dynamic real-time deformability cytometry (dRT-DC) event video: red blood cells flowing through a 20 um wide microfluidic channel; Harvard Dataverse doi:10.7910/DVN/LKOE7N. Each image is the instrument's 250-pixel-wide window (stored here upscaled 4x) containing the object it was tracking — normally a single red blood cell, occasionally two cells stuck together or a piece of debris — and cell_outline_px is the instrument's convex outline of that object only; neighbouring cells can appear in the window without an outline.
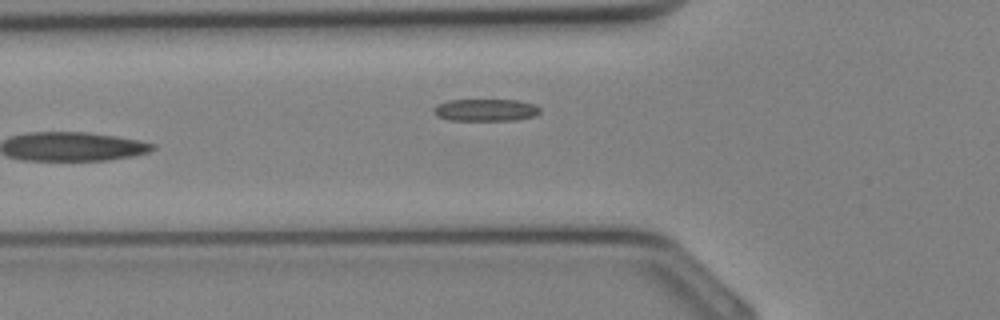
{"species": "Egyptian fruit bat (a non-hibernating species)", "species_latin": "Rousettus aegyptiacus", "temperature_condition": "cold", "stored_images_in_passage": 13, "segment_of_instrument_passage": [2, 2], "camera_frame_rate_fps": 3000, "um_per_image_px": 0.085, "animal": {"sex": "female"}, "frame": {"image": 1, "passage_image": 13, "time_ms": 4.0, "image_size_px": [1000, 320], "cell_outline_px": [[540, 112], [536, 116], [516, 120], [448, 120], [436, 116], [432, 112], [432, 108], [436, 104], [448, 100], [516, 100], [536, 104], [540, 108]], "centroid_in_image_um": [41.25, 9.35], "position_along_channel_um": 84.5, "area_um2": 13.99}}